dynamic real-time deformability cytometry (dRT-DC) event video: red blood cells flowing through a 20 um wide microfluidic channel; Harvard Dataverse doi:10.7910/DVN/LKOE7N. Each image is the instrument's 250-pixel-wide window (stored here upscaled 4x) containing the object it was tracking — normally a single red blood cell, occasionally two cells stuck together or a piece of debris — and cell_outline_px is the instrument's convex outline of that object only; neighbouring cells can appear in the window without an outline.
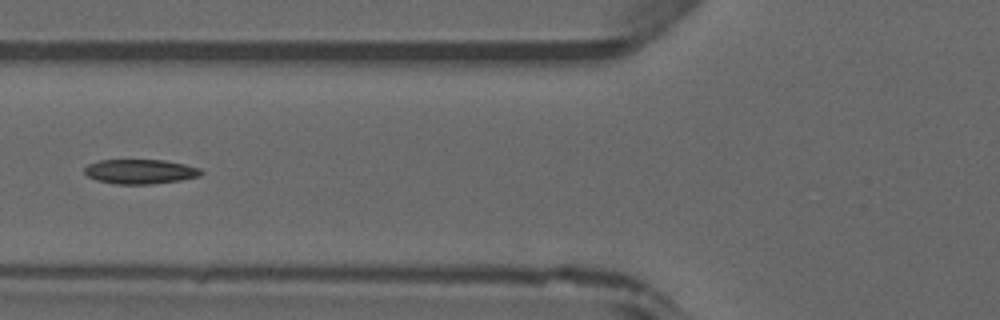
{"species": "common noctule bat (a hibernating species)", "species_latin": "Nyctalus noctula", "temperature_condition": "warm", "stored_images_in_passage": 34, "camera_frame_rate_fps": 3000, "um_per_image_px": 0.085, "animal": {"sex": "male", "forearm_length_mm": 52.5}, "frame": {"image": 1, "passage_image": 6, "time_ms": 1.667, "image_size_px": [1000, 320], "cell_outline_px": [[204, 172], [200, 176], [180, 180], [148, 184], [116, 184], [96, 180], [88, 176], [84, 172], [84, 168], [88, 164], [100, 160], [164, 160], [184, 164], [200, 168]], "centroid_in_image_um": [11.91, 14.58], "position_along_channel_um": 113.9, "area_um2": 16.65}}